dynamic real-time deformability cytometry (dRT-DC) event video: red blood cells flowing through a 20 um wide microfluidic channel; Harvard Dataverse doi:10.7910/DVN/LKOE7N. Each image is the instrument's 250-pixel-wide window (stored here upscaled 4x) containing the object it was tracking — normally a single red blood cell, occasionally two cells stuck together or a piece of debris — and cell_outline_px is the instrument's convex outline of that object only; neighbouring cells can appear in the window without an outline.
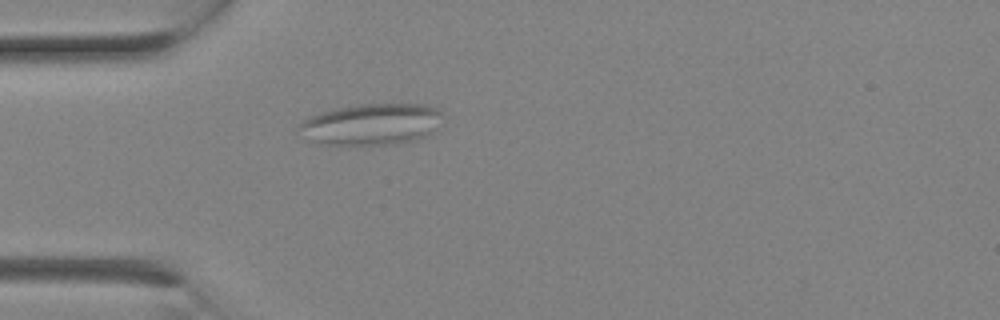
{"species": "Egyptian fruit bat (a non-hibernating species)", "species_latin": "Rousettus aegyptiacus", "temperature_condition": "room temperature", "stored_images_in_passage": 1, "camera_frame_rate_fps": 3000, "um_per_image_px": 0.085, "animal": {"sex": "female"}, "frame": {"image": 1, "passage_image": 1, "time_ms": 0.0, "image_size_px": [1000, 320], "cell_outline_px": [[440, 112], [432, 132], [424, 136], [412, 140], [396, 144], [312, 144], [296, 132], [300, 124], [304, 120], [312, 116], [336, 108], [360, 104], [428, 104], [436, 108]], "centroid_in_image_um": [31.46, 10.57], "position_along_channel_um": 53.5, "area_um2": 34.28}}